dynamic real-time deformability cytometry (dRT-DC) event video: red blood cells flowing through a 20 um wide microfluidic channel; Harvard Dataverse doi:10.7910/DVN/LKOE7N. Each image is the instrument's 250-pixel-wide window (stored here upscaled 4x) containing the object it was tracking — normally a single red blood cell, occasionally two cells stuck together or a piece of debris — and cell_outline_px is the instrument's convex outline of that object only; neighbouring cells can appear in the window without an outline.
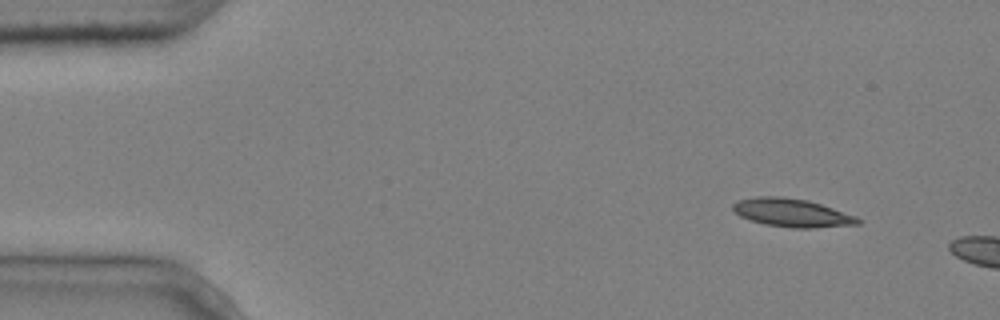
{"species": "common noctule bat (a hibernating species)", "species_latin": "Nyctalus noctula", "temperature_condition": "cold", "stored_images_in_passage": 2, "camera_frame_rate_fps": 3000, "um_per_image_px": 0.085, "animal": {"sex": "male", "body_mass_g": 20.4}, "frame": {"image": 1, "passage_image": 1, "time_ms": 0.0, "image_size_px": [1000, 320], "cell_outline_px": [[864, 220], [860, 224], [812, 228], [792, 228], [764, 224], [740, 216], [732, 208], [732, 204], [736, 200], [756, 196], [780, 196], [808, 200], [856, 216]], "centroid_in_image_um": [67.32, 18.08], "position_along_channel_um": 17.7, "area_um2": 20.63}}